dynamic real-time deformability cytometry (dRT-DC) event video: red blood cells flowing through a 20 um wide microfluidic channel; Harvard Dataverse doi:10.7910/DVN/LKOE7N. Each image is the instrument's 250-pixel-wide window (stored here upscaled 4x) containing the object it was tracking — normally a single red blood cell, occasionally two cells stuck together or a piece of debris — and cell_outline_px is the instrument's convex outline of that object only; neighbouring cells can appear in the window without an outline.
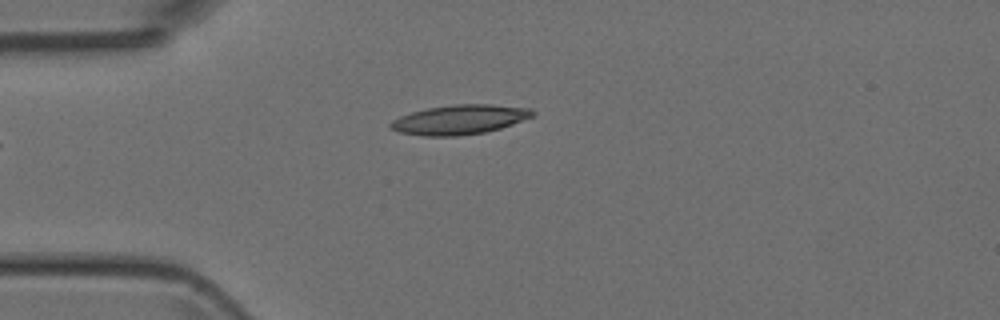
{"species": "Egyptian fruit bat (a non-hibernating species)", "species_latin": "Rousettus aegyptiacus", "temperature_condition": "room temperature", "stored_images_in_passage": 2, "camera_frame_rate_fps": 3000, "um_per_image_px": 0.085, "animal": {"sex": "female"}, "frame": {"image": 1, "passage_image": 2, "time_ms": 1.333, "image_size_px": [1000, 320], "cell_outline_px": [[536, 112], [532, 116], [512, 124], [500, 128], [484, 132], [456, 136], [424, 136], [396, 132], [388, 128], [388, 124], [392, 120], [400, 116], [412, 112], [428, 108], [456, 104], [492, 104], [532, 108]], "centroid_in_image_um": [39.03, 10.16], "position_along_channel_um": 46.0, "area_um2": 24.51}}